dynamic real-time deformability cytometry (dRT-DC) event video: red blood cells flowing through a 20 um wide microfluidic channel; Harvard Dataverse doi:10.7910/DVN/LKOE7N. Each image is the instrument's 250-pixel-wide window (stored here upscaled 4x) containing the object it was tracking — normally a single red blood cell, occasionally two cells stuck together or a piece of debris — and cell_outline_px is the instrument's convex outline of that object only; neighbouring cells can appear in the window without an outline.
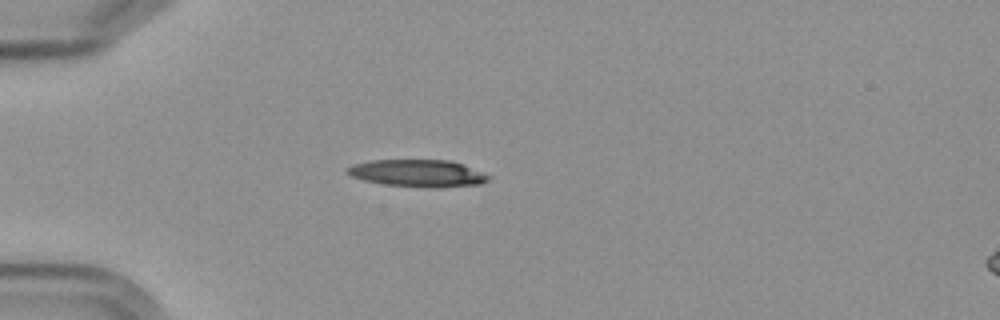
{"species": "Egyptian fruit bat (a non-hibernating species)", "species_latin": "Rousettus aegyptiacus", "temperature_condition": "cold", "stored_images_in_passage": 8, "camera_frame_rate_fps": 3000, "um_per_image_px": 0.085, "frame": {"image": 1, "passage_image": 5, "time_ms": 4.667, "image_size_px": [1000, 320], "cell_outline_px": [[492, 176], [488, 180], [480, 184], [440, 188], [424, 188], [384, 184], [364, 180], [352, 176], [344, 172], [344, 168], [352, 164], [372, 160], [452, 160], [464, 164]], "centroid_in_image_um": [35.51, 14.73], "position_along_channel_um": 49.5, "area_um2": 22.77}}
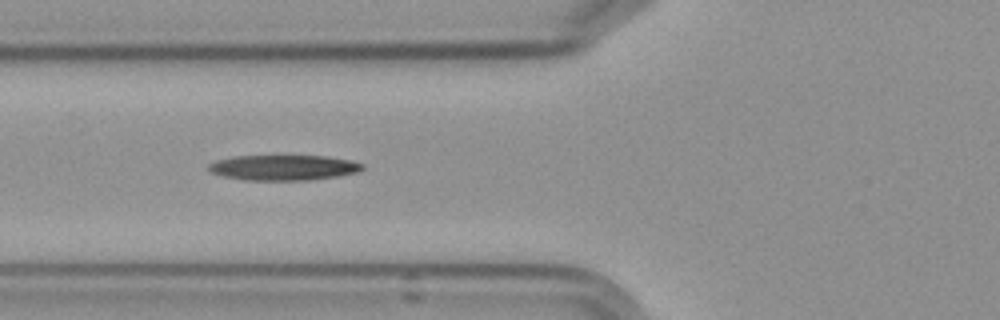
{"frame": {"image": 2, "passage_image": 7, "time_ms": 6.667, "image_size_px": [1000, 320], "cell_outline_px": [[364, 168], [356, 172], [340, 176], [308, 180], [244, 180], [224, 176], [212, 172], [208, 168], [208, 164], [216, 160], [236, 156], [324, 156], [348, 160], [364, 164]], "centroid_in_image_um": [24.1, 14.25], "position_along_channel_um": 101.7, "area_um2": 22.54}}